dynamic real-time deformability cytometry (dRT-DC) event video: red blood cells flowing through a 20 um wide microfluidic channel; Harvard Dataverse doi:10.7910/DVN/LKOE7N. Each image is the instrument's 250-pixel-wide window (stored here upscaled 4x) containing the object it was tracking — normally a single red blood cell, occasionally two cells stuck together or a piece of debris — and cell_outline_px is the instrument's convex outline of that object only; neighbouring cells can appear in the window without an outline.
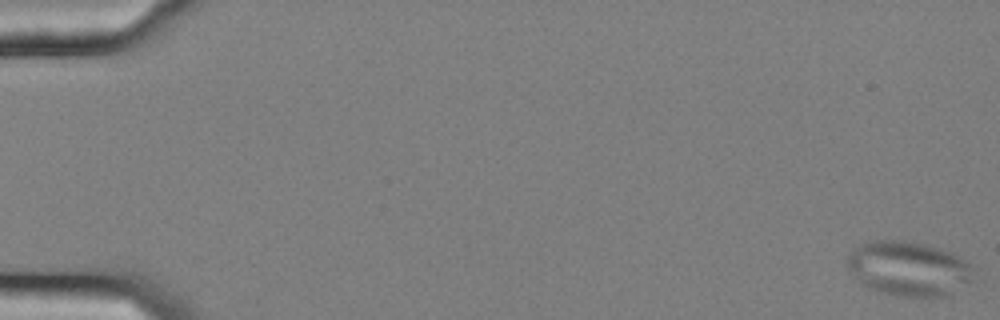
{"species": "common noctule bat (a hibernating species)", "species_latin": "Nyctalus noctula", "temperature_condition": "cold", "stored_images_in_passage": 58, "camera_frame_rate_fps": 3000, "um_per_image_px": 0.085, "animal": {"sex": "female", "body_mass_g": 25.1}, "frame": {"image": 1, "passage_image": 1, "time_ms": 0.0, "image_size_px": [1000, 320], "cell_outline_px": [[976, 276], [972, 280], [952, 296], [904, 296], [884, 292], [860, 284], [844, 264], [844, 260], [860, 244], [880, 240], [904, 240], [924, 244], [940, 248], [952, 252], [960, 256], [972, 268]], "centroid_in_image_um": [77.26, 22.83], "position_along_channel_um": 7.7, "area_um2": 40.34}}
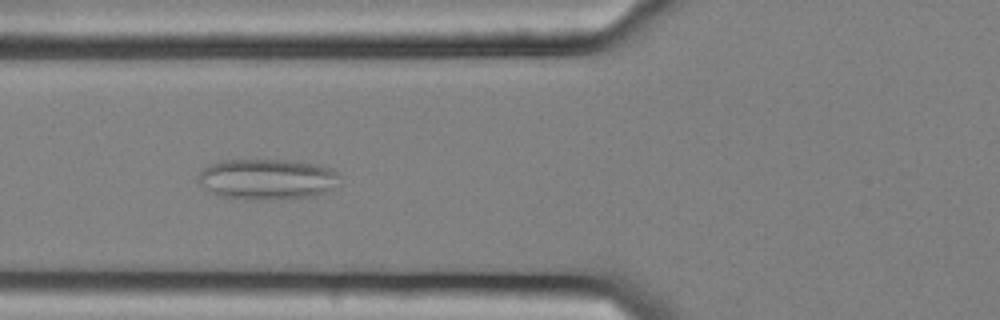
{"frame": {"image": 2, "passage_image": 23, "time_ms": 7.333, "image_size_px": [1000, 320], "cell_outline_px": [[336, 176], [332, 188], [328, 192], [312, 196], [288, 200], [252, 200], [216, 196], [200, 184], [196, 180], [196, 176], [208, 164], [224, 160], [288, 160], [320, 164], [332, 168], [336, 172]], "centroid_in_image_um": [22.65, 15.25], "position_along_channel_um": 103.1, "area_um2": 34.04}}
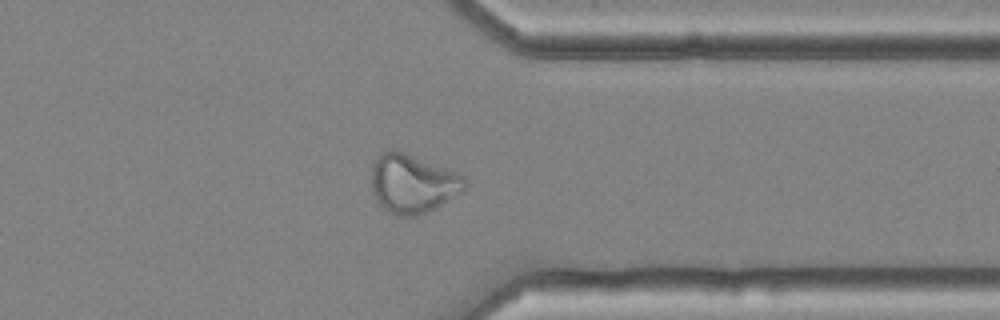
{"frame": {"image": 3, "passage_image": 46, "time_ms": 15.0, "image_size_px": [1000, 320], "cell_outline_px": [[468, 184], [464, 192], [416, 216], [396, 216], [388, 212], [380, 204], [372, 192], [372, 164], [376, 156], [380, 152], [388, 148], [396, 148], [456, 172], [464, 176], [468, 180]], "centroid_in_image_um": [35.06, 15.56], "position_along_channel_um": 376.3, "area_um2": 32.37}}